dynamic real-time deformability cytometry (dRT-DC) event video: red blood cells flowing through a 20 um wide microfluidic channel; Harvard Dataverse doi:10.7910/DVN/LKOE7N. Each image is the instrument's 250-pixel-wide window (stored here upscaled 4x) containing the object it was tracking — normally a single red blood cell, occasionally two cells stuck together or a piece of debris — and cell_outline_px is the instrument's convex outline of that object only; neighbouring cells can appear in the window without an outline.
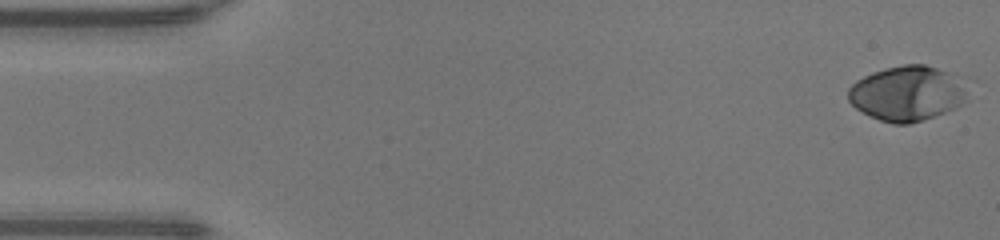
{"species": "human", "species_latin": "Homo sapiens", "temperature_condition": "warm", "stored_images_in_passage": 48, "camera_frame_rate_fps": 3000, "um_per_image_px": 0.085, "donor": {"sex": "male"}, "frame": {"image": 1, "passage_image": 1, "time_ms": 0.0, "image_size_px": [1000, 240], "cell_outline_px": [[968, 100], [964, 104], [956, 108], [924, 120], [908, 124], [892, 124], [880, 120], [856, 108], [848, 100], [848, 88], [856, 80], [872, 72], [884, 68], [904, 64], [924, 64], [948, 72], [964, 92]], "centroid_in_image_um": [77.04, 7.96], "position_along_channel_um": 8.0, "area_um2": 37.69}}
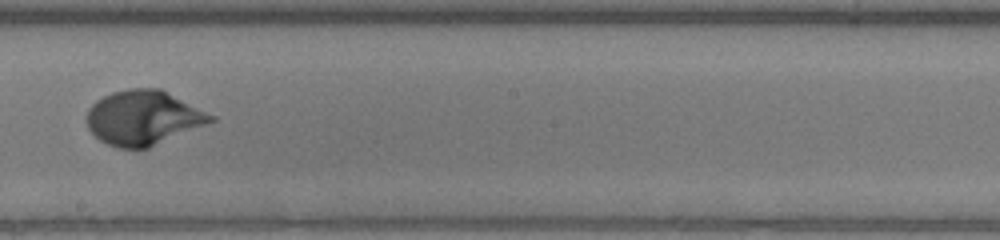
{"frame": {"image": 2, "passage_image": 27, "time_ms": 8.667, "image_size_px": [1000, 240], "cell_outline_px": [[216, 120], [148, 148], [120, 148], [108, 144], [100, 140], [88, 128], [88, 108], [96, 100], [112, 92], [128, 88], [160, 88], [216, 116]], "centroid_in_image_um": [12.19, 9.99], "position_along_channel_um": 236.0, "area_um2": 39.13}}
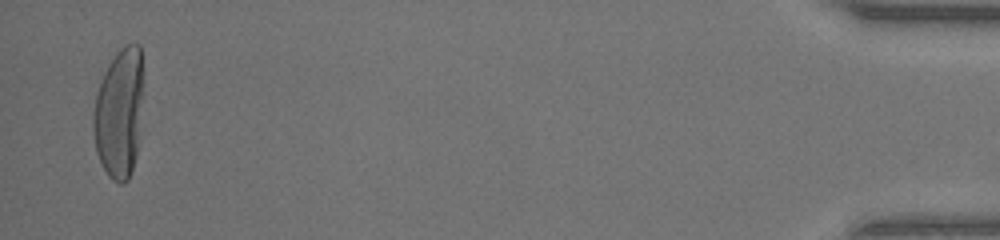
{"frame": {"image": 3, "passage_image": 47, "time_ms": 15.333, "image_size_px": [1000, 240], "cell_outline_px": [[140, 140], [132, 172], [128, 180], [124, 184], [120, 184], [112, 180], [108, 176], [96, 152], [92, 128], [92, 116], [96, 92], [100, 80], [104, 72], [116, 52], [124, 44], [140, 44]], "centroid_in_image_um": [10.09, 9.69], "position_along_channel_um": 425.1, "area_um2": 37.69}, "authors_computed_cell_mechanics": {"area_um2": 37.0787, "velocity_mm_per_s": 4.2846, "shape_relaxation_time_tau1_ms": 2.5905, "shape_relaxation_time_tau2_ms": null, "deformation_change_tau1": 0.2121, "deformation_change_tau2": null}}